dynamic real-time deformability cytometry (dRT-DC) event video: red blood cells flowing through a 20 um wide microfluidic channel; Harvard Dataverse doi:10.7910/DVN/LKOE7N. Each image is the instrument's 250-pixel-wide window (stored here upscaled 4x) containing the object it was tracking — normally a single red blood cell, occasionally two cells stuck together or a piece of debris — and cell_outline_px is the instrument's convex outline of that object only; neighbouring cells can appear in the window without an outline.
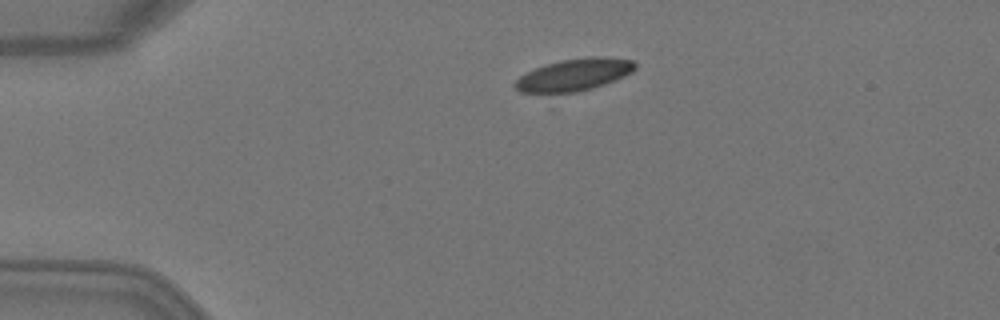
{"species": "Egyptian fruit bat (a non-hibernating species)", "species_latin": "Rousettus aegyptiacus", "temperature_condition": "warm", "stored_images_in_passage": 3, "camera_frame_rate_fps": 3000, "um_per_image_px": 0.085, "animal": {"sex": "female"}, "frame": {"image": 1, "passage_image": 2, "time_ms": 0.333, "image_size_px": [1000, 320], "cell_outline_px": [[636, 68], [632, 72], [624, 76], [604, 84], [592, 88], [576, 92], [520, 92], [512, 84], [520, 76], [536, 68], [560, 60], [588, 56], [604, 56], [632, 60], [636, 64]], "centroid_in_image_um": [48.83, 6.34], "position_along_channel_um": 36.2, "area_um2": 22.25}}
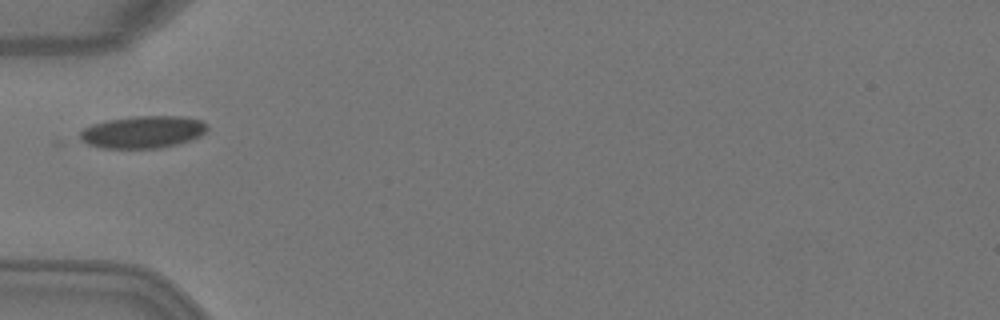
{"frame": {"image": 2, "passage_image": 3, "time_ms": 0.667, "image_size_px": [1000, 320], "cell_outline_px": [[208, 128], [200, 136], [192, 140], [160, 148], [100, 148], [88, 144], [80, 140], [80, 132], [84, 128], [92, 124], [108, 120], [136, 116], [184, 116], [200, 120], [208, 124]], "centroid_in_image_um": [12.16, 11.22], "position_along_channel_um": 72.8, "area_um2": 23.99}}